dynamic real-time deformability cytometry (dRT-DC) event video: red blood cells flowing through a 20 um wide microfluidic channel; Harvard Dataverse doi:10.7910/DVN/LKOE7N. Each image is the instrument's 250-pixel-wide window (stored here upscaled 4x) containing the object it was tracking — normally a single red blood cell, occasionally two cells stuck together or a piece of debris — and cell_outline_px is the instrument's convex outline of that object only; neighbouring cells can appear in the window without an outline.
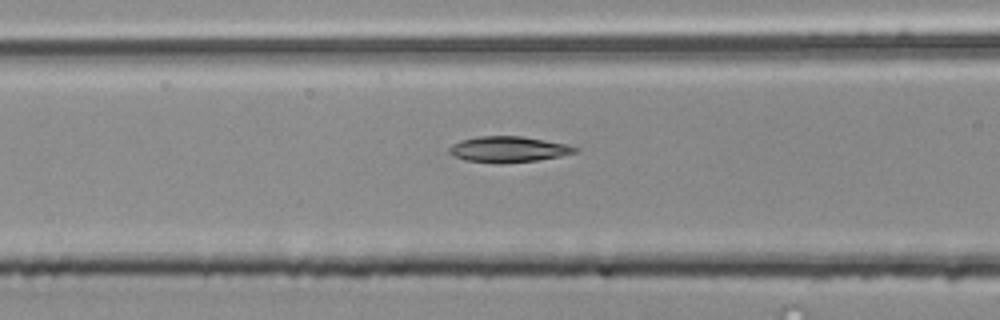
{"species": "common noctule bat (a hibernating species)", "species_latin": "Nyctalus noctula", "temperature_condition": "room temperature", "stored_images_in_passage": 4, "camera_frame_rate_fps": 3000, "um_per_image_px": 0.085, "animal": {"sex": "male", "body_mass_g": 20.4}, "frame": {"image": 1, "passage_image": 4, "time_ms": 1.0, "image_size_px": [1000, 320], "cell_outline_px": [[580, 148], [576, 152], [560, 156], [536, 160], [500, 164], [496, 164], [464, 160], [452, 156], [448, 152], [448, 148], [452, 144], [460, 140], [480, 136], [524, 136], [568, 144]], "centroid_in_image_um": [43.18, 12.69], "position_along_channel_um": 123.4, "area_um2": 19.25}}